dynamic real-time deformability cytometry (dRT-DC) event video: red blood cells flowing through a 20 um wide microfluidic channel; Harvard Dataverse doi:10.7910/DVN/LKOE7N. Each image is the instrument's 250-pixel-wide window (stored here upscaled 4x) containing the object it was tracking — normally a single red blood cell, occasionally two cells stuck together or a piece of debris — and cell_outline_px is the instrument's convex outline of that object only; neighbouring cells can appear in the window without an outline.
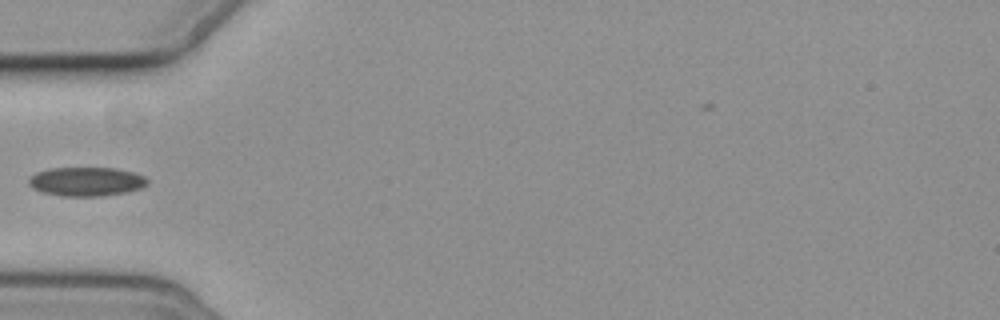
{"species": "common noctule bat (a hibernating species)", "species_latin": "Nyctalus noctula", "temperature_condition": "cold", "stored_images_in_passage": 4, "camera_frame_rate_fps": 3000, "um_per_image_px": 0.085, "animal": {"sex": "female", "body_mass_g": 19.3, "forearm_length_mm": 54.1}, "frame": {"image": 1, "passage_image": 4, "time_ms": 4.333, "image_size_px": [1000, 320], "cell_outline_px": [[148, 184], [140, 188], [124, 192], [100, 196], [60, 196], [40, 192], [32, 188], [28, 184], [28, 176], [36, 172], [52, 168], [116, 168], [132, 172], [144, 176], [148, 180]], "centroid_in_image_um": [7.28, 15.43], "position_along_channel_um": 77.7, "area_um2": 20.11}}